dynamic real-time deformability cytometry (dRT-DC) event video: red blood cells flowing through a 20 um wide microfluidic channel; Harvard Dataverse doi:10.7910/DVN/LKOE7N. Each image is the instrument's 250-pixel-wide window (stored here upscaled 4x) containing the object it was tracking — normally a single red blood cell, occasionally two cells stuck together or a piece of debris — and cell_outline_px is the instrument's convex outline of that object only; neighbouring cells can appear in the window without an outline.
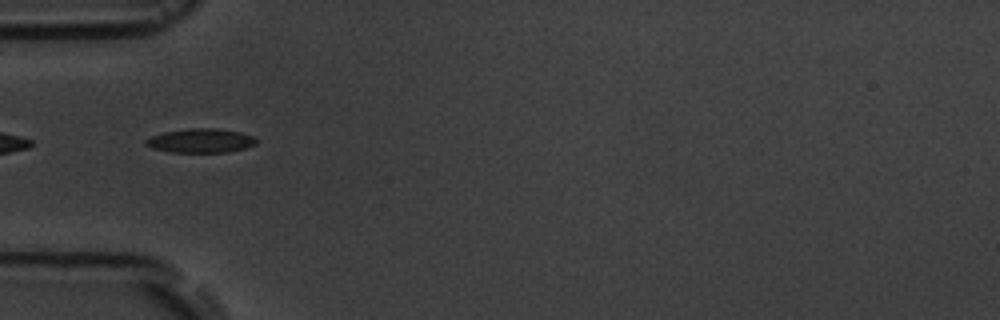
{"species": "common noctule bat (a hibernating species)", "species_latin": "Nyctalus noctula", "temperature_condition": "room temperature", "stored_images_in_passage": 6, "camera_frame_rate_fps": 3000, "um_per_image_px": 0.085, "animal": {"sex": "male", "body_mass_g": 19.5, "forearm_length_mm": 54.6}, "frame": {"image": 1, "passage_image": 1, "time_ms": 0.0, "image_size_px": [1000, 320], "cell_outline_px": [[256, 144], [244, 148], [228, 152], [168, 152], [152, 148], [144, 144], [144, 140], [152, 136], [164, 132], [188, 128], [216, 128], [240, 132], [252, 136], [256, 140]], "centroid_in_image_um": [17.02, 11.95], "position_along_channel_um": 68.0, "area_um2": 15.49}}
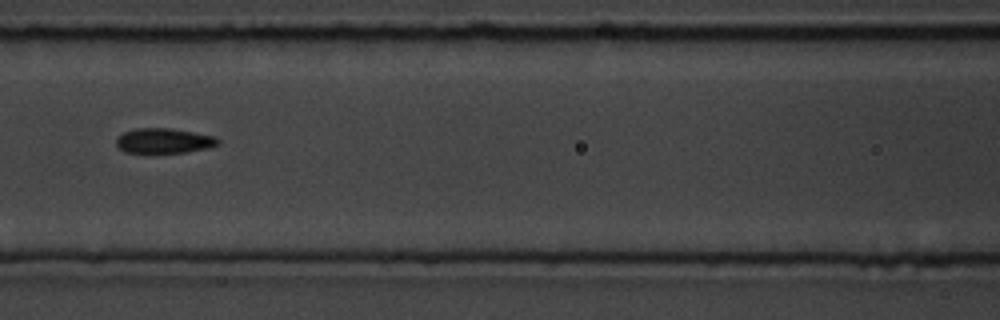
{"frame": {"image": 2, "passage_image": 3, "time_ms": 2.333, "image_size_px": [1000, 320], "cell_outline_px": [[220, 144], [208, 148], [188, 152], [148, 156], [124, 152], [116, 144], [116, 136], [124, 132], [136, 128], [172, 128], [216, 136], [220, 140]], "centroid_in_image_um": [13.91, 12.01], "position_along_channel_um": 152.7, "area_um2": 15.84}}
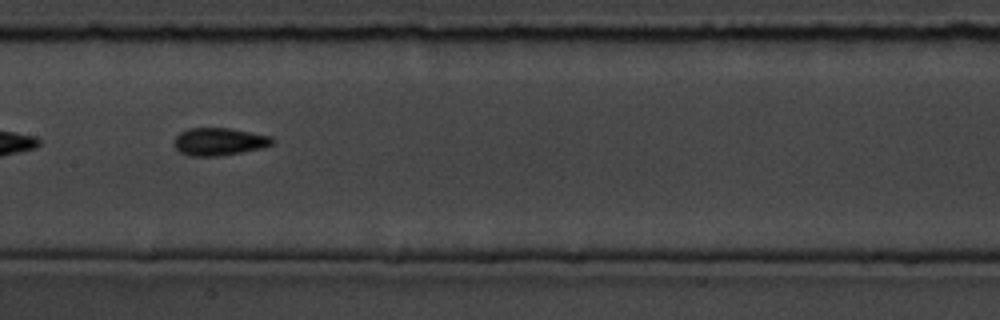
{"frame": {"image": 3, "passage_image": 4, "time_ms": 3.333, "image_size_px": [1000, 320], "cell_outline_px": [[276, 140], [272, 144], [260, 148], [240, 152], [216, 156], [188, 156], [180, 152], [172, 144], [176, 136], [180, 132], [188, 128], [232, 128], [272, 136]], "centroid_in_image_um": [18.61, 12.02], "position_along_channel_um": 188.8, "area_um2": 15.9}}